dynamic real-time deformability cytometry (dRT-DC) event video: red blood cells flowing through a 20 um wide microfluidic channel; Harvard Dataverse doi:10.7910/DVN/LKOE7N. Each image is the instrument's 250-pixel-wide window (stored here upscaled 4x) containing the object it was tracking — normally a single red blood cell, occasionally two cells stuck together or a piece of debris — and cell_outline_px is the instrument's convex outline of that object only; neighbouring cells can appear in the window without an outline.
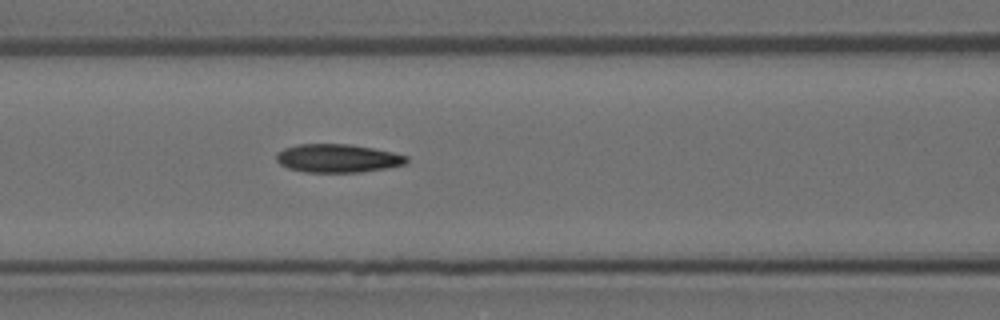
{"species": "Egyptian fruit bat (a non-hibernating species)", "species_latin": "Rousettus aegyptiacus", "temperature_condition": "room temperature", "stored_images_in_passage": 6, "camera_frame_rate_fps": 3000, "um_per_image_px": 0.085, "animal": {"sex": "female"}, "frame": {"image": 1, "passage_image": 6, "time_ms": 1.667, "image_size_px": [1000, 320], "cell_outline_px": [[408, 160], [404, 164], [384, 168], [360, 172], [304, 172], [288, 168], [280, 164], [276, 160], [276, 152], [284, 148], [300, 144], [348, 144], [372, 148], [392, 152], [408, 156]], "centroid_in_image_um": [28.66, 13.45], "position_along_channel_um": 137.9, "area_um2": 21.39}}